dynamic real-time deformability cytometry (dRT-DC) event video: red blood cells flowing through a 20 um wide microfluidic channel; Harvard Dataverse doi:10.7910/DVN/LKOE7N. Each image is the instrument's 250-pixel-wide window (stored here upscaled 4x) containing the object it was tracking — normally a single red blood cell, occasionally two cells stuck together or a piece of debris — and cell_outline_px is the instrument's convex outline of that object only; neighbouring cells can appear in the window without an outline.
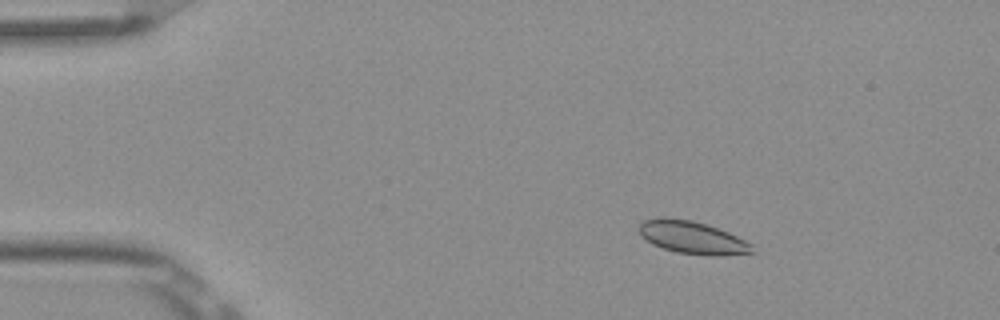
{"species": "Egyptian fruit bat (a non-hibernating species)", "species_latin": "Rousettus aegyptiacus", "temperature_condition": "room temperature", "stored_images_in_passage": 5, "camera_frame_rate_fps": 3000, "um_per_image_px": 0.085, "frame": {"image": 1, "passage_image": 3, "time_ms": 0.667, "image_size_px": [1000, 320], "cell_outline_px": [[752, 252], [724, 256], [708, 256], [676, 252], [652, 244], [640, 236], [636, 228], [644, 220], [660, 216], [664, 216], [692, 220], [728, 232], [752, 244]], "centroid_in_image_um": [58.77, 20.18], "position_along_channel_um": 26.2, "area_um2": 21.68}}